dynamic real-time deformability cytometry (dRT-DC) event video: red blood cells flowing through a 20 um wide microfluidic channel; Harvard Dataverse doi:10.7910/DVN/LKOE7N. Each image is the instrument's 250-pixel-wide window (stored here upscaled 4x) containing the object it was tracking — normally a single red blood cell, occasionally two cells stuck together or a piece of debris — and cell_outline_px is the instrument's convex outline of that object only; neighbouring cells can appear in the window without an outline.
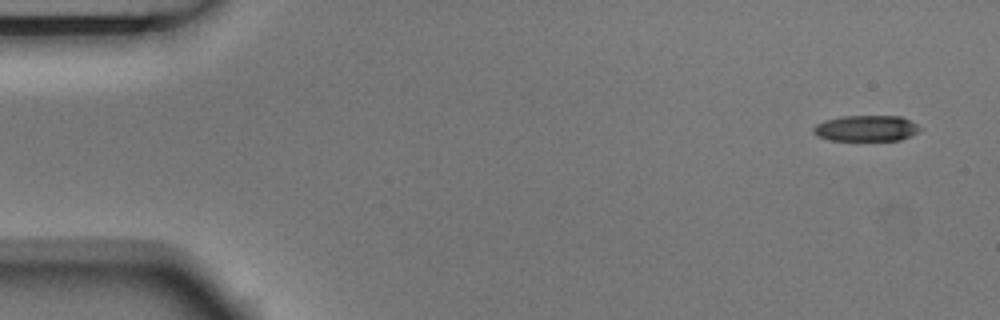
{"species": "Egyptian fruit bat (a non-hibernating species)", "species_latin": "Rousettus aegyptiacus", "temperature_condition": "room temperature", "stored_images_in_passage": 4, "camera_frame_rate_fps": 3000, "um_per_image_px": 0.085, "animal": {"sex": "male"}, "frame": {"image": 1, "passage_image": 1, "time_ms": 0.0, "image_size_px": [1000, 320], "cell_outline_px": [[924, 128], [900, 140], [828, 140], [816, 136], [812, 132], [812, 128], [816, 124], [824, 120], [840, 116], [900, 116]], "centroid_in_image_um": [73.57, 10.9], "position_along_channel_um": 11.4, "area_um2": 16.13}}
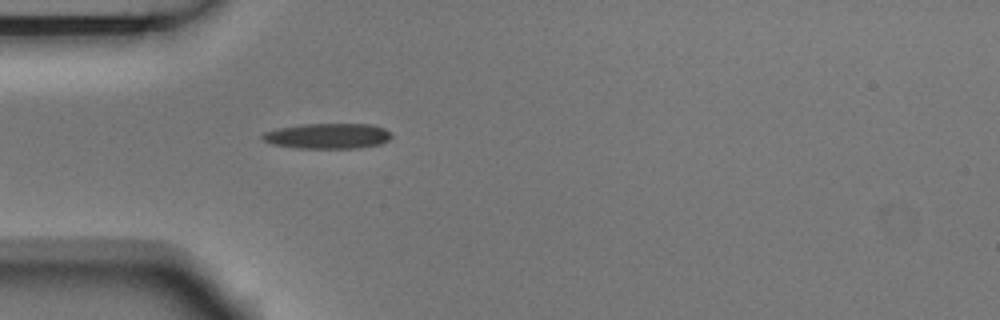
{"frame": {"image": 2, "passage_image": 4, "time_ms": 1.0, "image_size_px": [1000, 320], "cell_outline_px": [[392, 136], [388, 140], [380, 144], [360, 148], [296, 148], [272, 144], [264, 140], [260, 136], [264, 132], [280, 128], [304, 124], [372, 124], [384, 128], [392, 132]], "centroid_in_image_um": [27.89, 11.56], "position_along_channel_um": 57.1, "area_um2": 19.13}}